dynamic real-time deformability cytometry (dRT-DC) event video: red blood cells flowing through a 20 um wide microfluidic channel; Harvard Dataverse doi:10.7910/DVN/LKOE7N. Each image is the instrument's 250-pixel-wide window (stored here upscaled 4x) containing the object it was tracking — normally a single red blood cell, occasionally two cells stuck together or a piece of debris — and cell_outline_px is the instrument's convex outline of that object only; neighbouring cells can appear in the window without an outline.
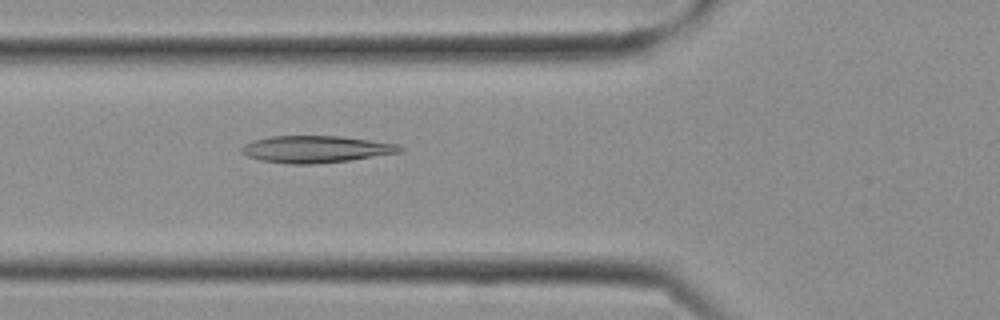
{"species": "Egyptian fruit bat (a non-hibernating species)", "species_latin": "Rousettus aegyptiacus", "temperature_condition": "cold", "stored_images_in_passage": 7, "camera_frame_rate_fps": 3000, "um_per_image_px": 0.085, "frame": {"image": 1, "passage_image": 7, "time_ms": 2.0, "image_size_px": [1000, 320], "cell_outline_px": [[404, 152], [348, 160], [312, 164], [292, 164], [260, 160], [248, 156], [240, 152], [240, 148], [244, 144], [252, 140], [272, 136], [340, 136], [400, 144], [404, 148]], "centroid_in_image_um": [26.86, 12.67], "position_along_channel_um": 98.9, "area_um2": 24.91}}